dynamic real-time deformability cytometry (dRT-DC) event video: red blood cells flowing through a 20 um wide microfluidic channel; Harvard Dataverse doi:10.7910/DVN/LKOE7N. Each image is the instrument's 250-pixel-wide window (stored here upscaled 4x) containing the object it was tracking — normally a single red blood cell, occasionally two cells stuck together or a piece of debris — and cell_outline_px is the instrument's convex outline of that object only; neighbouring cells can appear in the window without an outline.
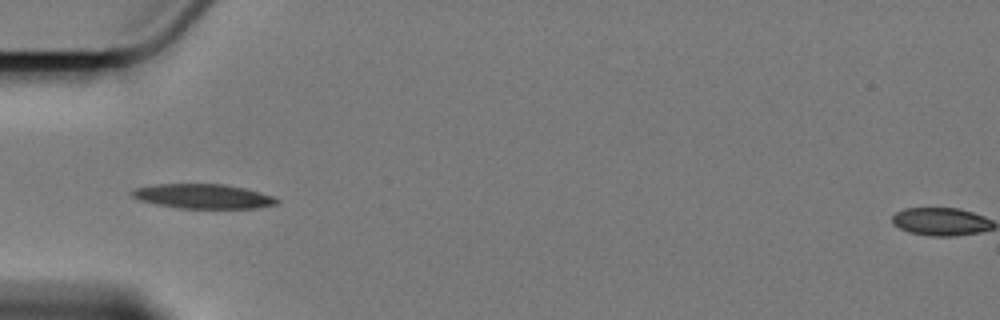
{"species": "Egyptian fruit bat (a non-hibernating species)", "species_latin": "Rousettus aegyptiacus", "temperature_condition": "cold", "stored_images_in_passage": 7, "camera_frame_rate_fps": 3000, "um_per_image_px": 0.085, "animal": {"sex": "female"}, "frame": {"image": 1, "passage_image": 5, "time_ms": 4.333, "image_size_px": [1000, 320], "cell_outline_px": [[280, 200], [276, 204], [260, 208], [176, 208], [136, 200], [128, 192], [132, 188], [152, 184], [224, 184], [244, 188], [272, 196]], "centroid_in_image_um": [17.17, 16.68], "position_along_channel_um": 67.8, "area_um2": 20.92}}
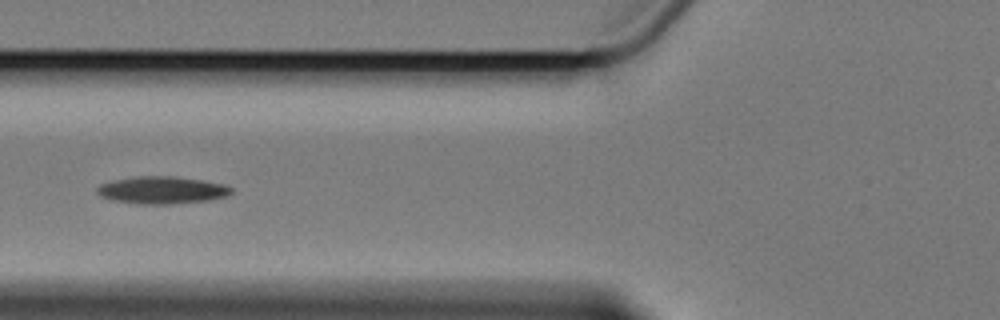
{"frame": {"image": 2, "passage_image": 6, "time_ms": 5.667, "image_size_px": [1000, 320], "cell_outline_px": [[232, 192], [228, 196], [208, 200], [172, 204], [136, 204], [116, 200], [100, 196], [96, 192], [96, 188], [100, 184], [116, 180], [136, 176], [176, 176], [224, 184], [232, 188]], "centroid_in_image_um": [13.78, 16.16], "position_along_channel_um": 112.0, "area_um2": 21.33}}
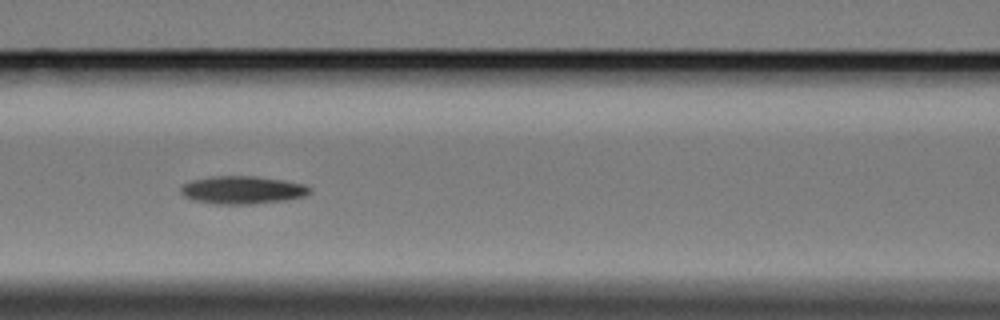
{"frame": {"image": 3, "passage_image": 7, "time_ms": 6.667, "image_size_px": [1000, 320], "cell_outline_px": [[312, 192], [304, 196], [284, 200], [248, 204], [216, 204], [196, 200], [184, 196], [180, 192], [180, 188], [184, 184], [192, 180], [212, 176], [256, 176], [284, 180], [304, 184], [312, 188]], "centroid_in_image_um": [20.63, 16.14], "position_along_channel_um": 146.0, "area_um2": 20.87}}